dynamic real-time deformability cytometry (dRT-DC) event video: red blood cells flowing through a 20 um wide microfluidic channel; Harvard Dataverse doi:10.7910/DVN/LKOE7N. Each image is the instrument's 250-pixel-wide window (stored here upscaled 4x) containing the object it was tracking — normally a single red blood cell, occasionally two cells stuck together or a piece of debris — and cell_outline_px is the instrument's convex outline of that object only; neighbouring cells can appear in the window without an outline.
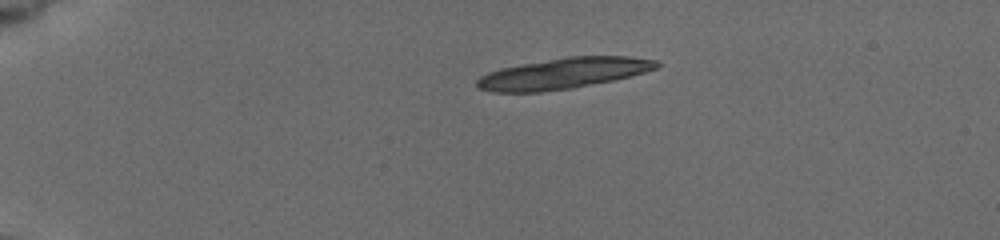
{"species": "common noctule bat (a hibernating species)", "species_latin": "Nyctalus noctula", "temperature_condition": "cold", "stored_images_in_passage": 10, "camera_frame_rate_fps": 3000, "um_per_image_px": 0.085, "animal": {"sex": "female", "body_mass_g": 19.5, "forearm_length_mm": 54.1}, "frame": {"image": 1, "passage_image": 1, "time_ms": 0.0, "image_size_px": [1000, 240], "cell_outline_px": [[660, 64], [656, 68], [644, 72], [612, 80], [572, 88], [540, 92], [492, 92], [480, 88], [476, 84], [476, 80], [480, 76], [488, 72], [500, 68], [568, 56], [628, 56], [656, 60]], "centroid_in_image_um": [47.85, 6.24], "position_along_channel_um": 37.1, "area_um2": 31.96}}
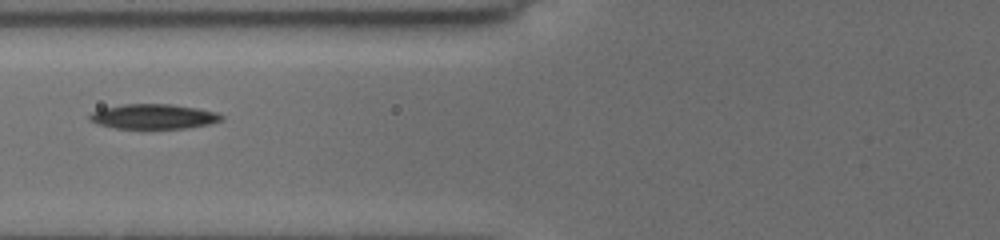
{"frame": {"image": 2, "passage_image": 6, "time_ms": 4.0, "image_size_px": [1000, 240], "cell_outline_px": [[224, 120], [208, 124], [184, 128], [116, 128], [100, 124], [88, 120], [88, 116], [92, 112], [104, 108], [124, 104], [172, 104], [196, 108], [216, 112], [224, 116]], "centroid_in_image_um": [13.07, 9.9], "position_along_channel_um": 112.7, "area_um2": 18.9}}